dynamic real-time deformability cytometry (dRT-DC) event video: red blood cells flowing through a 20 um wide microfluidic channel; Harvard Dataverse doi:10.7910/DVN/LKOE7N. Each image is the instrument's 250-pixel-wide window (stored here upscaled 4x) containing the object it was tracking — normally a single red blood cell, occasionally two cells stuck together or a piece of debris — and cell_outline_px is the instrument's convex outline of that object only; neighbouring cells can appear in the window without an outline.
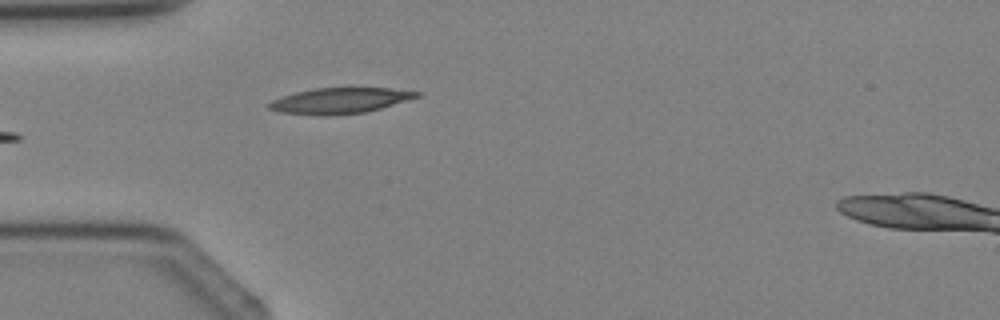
{"species": "Egyptian fruit bat (a non-hibernating species)", "species_latin": "Rousettus aegyptiacus", "temperature_condition": "cold", "stored_images_in_passage": 4, "camera_frame_rate_fps": 3000, "um_per_image_px": 0.085, "animal": {"sex": "female"}, "frame": {"image": 1, "passage_image": 4, "time_ms": 3.667, "image_size_px": [1000, 320], "cell_outline_px": [[420, 96], [368, 112], [328, 116], [320, 116], [280, 112], [268, 108], [268, 104], [272, 100], [296, 92], [316, 88], [388, 88], [420, 92]], "centroid_in_image_um": [28.88, 8.57], "position_along_channel_um": 56.1, "area_um2": 22.02}}